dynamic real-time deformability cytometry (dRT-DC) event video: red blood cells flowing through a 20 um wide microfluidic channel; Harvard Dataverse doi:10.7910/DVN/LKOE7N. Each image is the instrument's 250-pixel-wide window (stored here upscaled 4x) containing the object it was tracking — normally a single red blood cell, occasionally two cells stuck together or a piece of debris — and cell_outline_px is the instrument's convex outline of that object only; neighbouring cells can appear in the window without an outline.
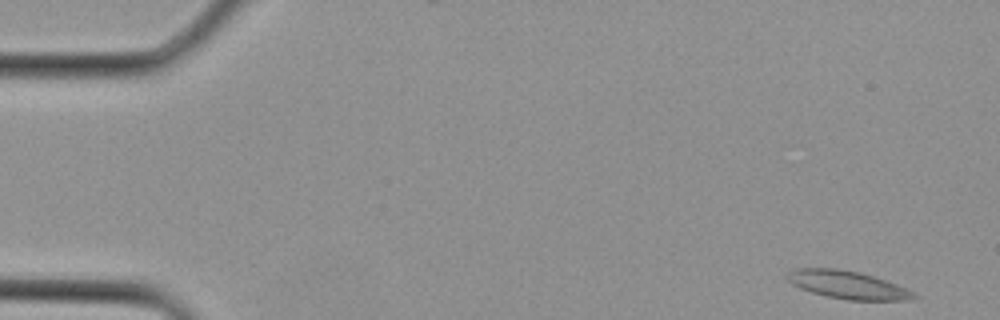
{"species": "Egyptian fruit bat (a non-hibernating species)", "species_latin": "Rousettus aegyptiacus", "temperature_condition": "cold", "stored_images_in_passage": 3, "camera_frame_rate_fps": 3000, "um_per_image_px": 0.085, "animal": {"sex": "female"}, "frame": {"image": 1, "passage_image": 1, "time_ms": 0.0, "image_size_px": [1000, 320], "cell_outline_px": [[920, 296], [912, 300], [848, 300], [828, 296], [812, 292], [800, 288], [792, 284], [784, 276], [788, 272], [796, 268], [836, 268], [860, 272], [908, 288], [916, 292]], "centroid_in_image_um": [72.08, 24.21], "position_along_channel_um": 12.9, "area_um2": 20.69}}
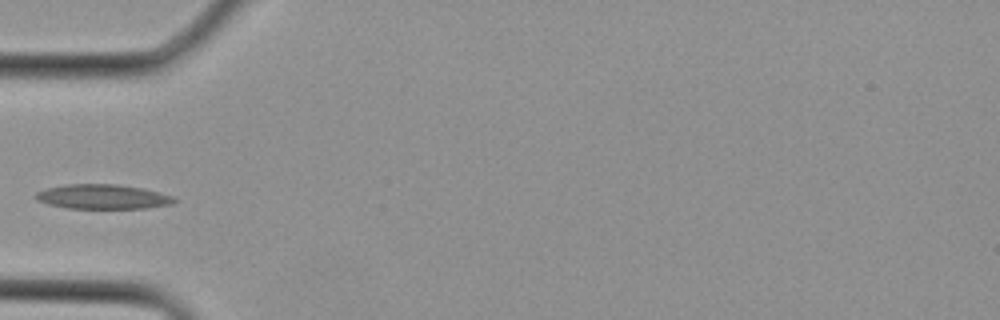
{"frame": {"image": 2, "passage_image": 3, "time_ms": 0.667, "image_size_px": [1000, 320], "cell_outline_px": [[180, 200], [172, 204], [148, 208], [68, 208], [48, 204], [36, 200], [32, 196], [36, 192], [48, 188], [64, 184], [116, 184], [140, 188], [172, 196]], "centroid_in_image_um": [8.7, 16.72], "position_along_channel_um": 76.3, "area_um2": 19.83}}